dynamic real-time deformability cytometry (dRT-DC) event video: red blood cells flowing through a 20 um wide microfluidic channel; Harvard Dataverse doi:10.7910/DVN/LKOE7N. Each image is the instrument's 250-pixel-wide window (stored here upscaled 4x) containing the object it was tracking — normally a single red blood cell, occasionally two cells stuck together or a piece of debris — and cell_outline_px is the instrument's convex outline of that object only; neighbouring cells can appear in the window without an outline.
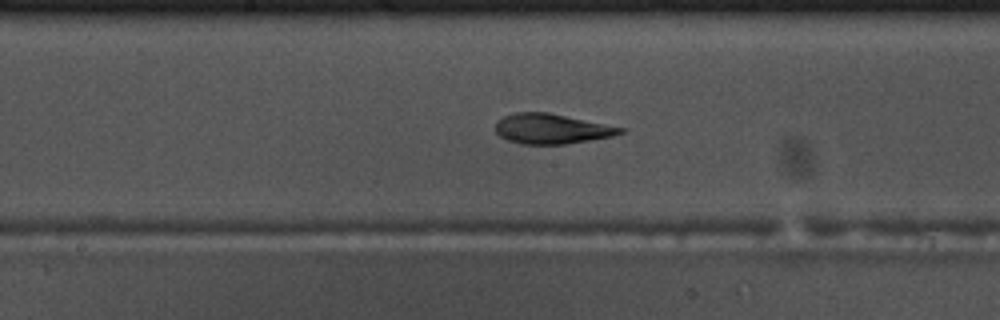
{"species": "common noctule bat (a hibernating species)", "species_latin": "Nyctalus noctula", "temperature_condition": "warm", "stored_images_in_passage": 34, "camera_frame_rate_fps": 3000, "um_per_image_px": 0.085, "animal": {"sex": "male", "body_mass_g": 17.5, "forearm_length_mm": 52.3}, "frame": {"image": 1, "passage_image": 28, "time_ms": 9.0, "image_size_px": [1000, 320], "cell_outline_px": [[624, 132], [612, 136], [564, 144], [520, 144], [508, 140], [500, 136], [496, 132], [496, 120], [504, 116], [516, 112], [548, 112], [624, 128]], "centroid_in_image_um": [46.83, 10.94], "position_along_channel_um": 201.4, "area_um2": 21.62}}
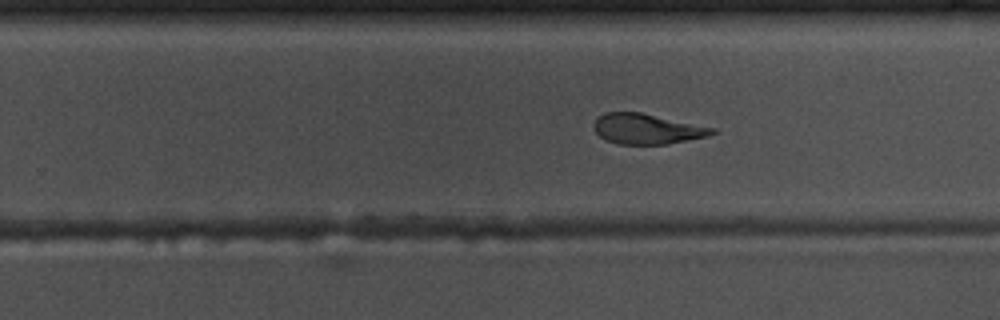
{"frame": {"image": 2, "passage_image": 34, "time_ms": 11.0, "image_size_px": [1000, 320], "cell_outline_px": [[716, 132], [708, 136], [668, 144], [620, 144], [604, 140], [592, 128], [592, 124], [604, 112], [640, 112], [716, 128]], "centroid_in_image_um": [54.97, 10.96], "position_along_channel_um": 274.8, "area_um2": 20.92}}